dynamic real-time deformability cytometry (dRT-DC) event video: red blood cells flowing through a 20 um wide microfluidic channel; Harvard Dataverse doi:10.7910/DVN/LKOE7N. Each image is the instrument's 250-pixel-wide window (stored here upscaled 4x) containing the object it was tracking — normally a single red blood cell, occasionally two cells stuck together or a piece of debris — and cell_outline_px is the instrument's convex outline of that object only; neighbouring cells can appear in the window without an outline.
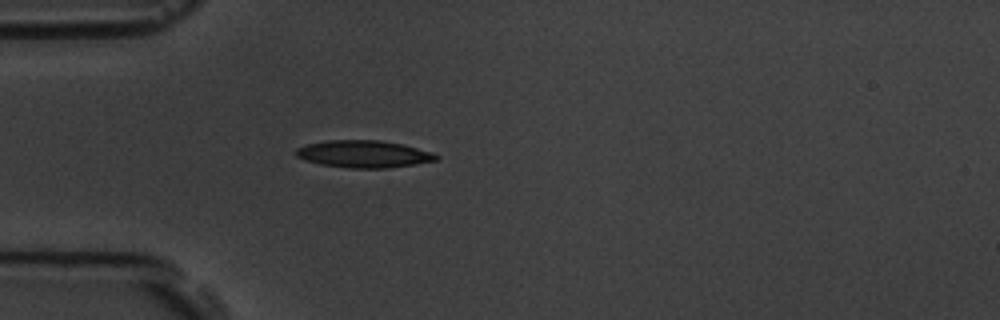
{"species": "common noctule bat (a hibernating species)", "species_latin": "Nyctalus noctula", "temperature_condition": "room temperature", "stored_images_in_passage": 4, "camera_frame_rate_fps": 3000, "um_per_image_px": 0.085, "animal": {"sex": "male", "body_mass_g": 19.5, "forearm_length_mm": 54.6}, "frame": {"image": 1, "passage_image": 4, "time_ms": 3.333, "image_size_px": [1000, 320], "cell_outline_px": [[440, 156], [436, 160], [416, 164], [388, 168], [348, 168], [320, 164], [304, 160], [296, 156], [296, 148], [308, 144], [328, 140], [380, 140], [404, 144], [432, 152]], "centroid_in_image_um": [30.93, 13.09], "position_along_channel_um": 54.1, "area_um2": 22.31}}